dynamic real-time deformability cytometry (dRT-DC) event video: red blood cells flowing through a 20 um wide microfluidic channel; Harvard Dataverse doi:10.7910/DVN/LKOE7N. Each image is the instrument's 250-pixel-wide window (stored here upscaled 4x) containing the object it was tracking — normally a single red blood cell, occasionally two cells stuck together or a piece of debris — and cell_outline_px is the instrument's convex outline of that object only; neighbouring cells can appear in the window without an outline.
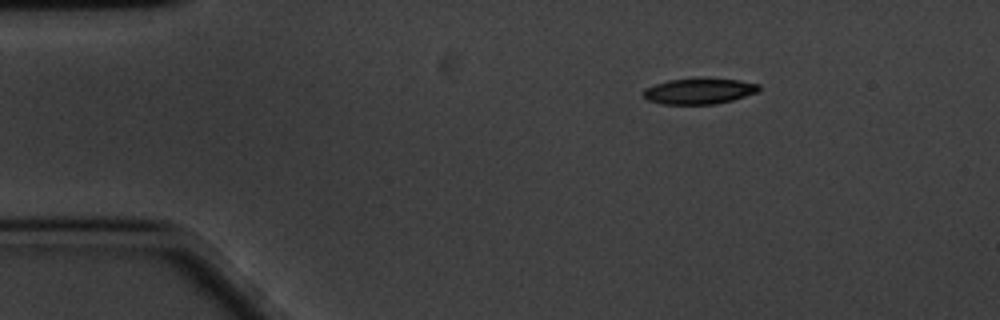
{"species": "common noctule bat (a hibernating species)", "species_latin": "Nyctalus noctula", "temperature_condition": "cold", "stored_images_in_passage": 51, "camera_frame_rate_fps": 3000, "um_per_image_px": 0.085, "animal": {"sex": "male", "body_mass_g": 20.1, "forearm_length_mm": 53.5}, "frame": {"image": 1, "passage_image": 1, "time_ms": 0.0, "image_size_px": [1000, 320], "cell_outline_px": [[760, 88], [756, 92], [732, 100], [716, 104], [660, 104], [648, 100], [644, 96], [644, 88], [668, 80], [700, 76], [740, 80], [760, 84]], "centroid_in_image_um": [59.43, 7.71], "position_along_channel_um": 25.6, "area_um2": 17.8}}
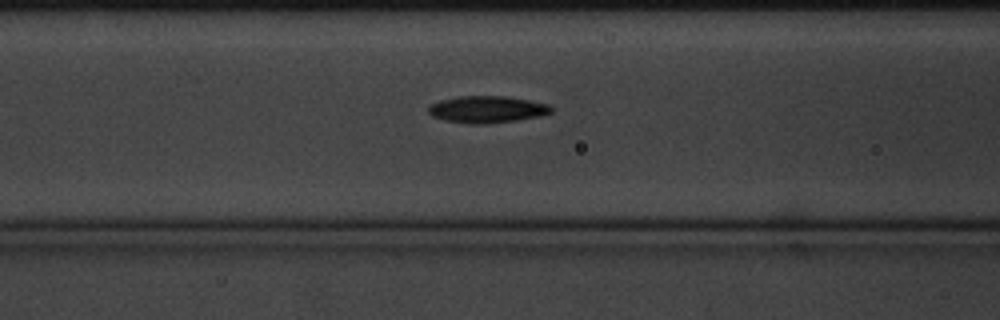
{"frame": {"image": 2, "passage_image": 15, "time_ms": 4.667, "image_size_px": [1000, 320], "cell_outline_px": [[552, 112], [540, 116], [516, 120], [484, 124], [476, 124], [448, 120], [432, 116], [428, 112], [428, 104], [440, 100], [460, 96], [504, 96], [528, 100], [548, 104], [552, 108]], "centroid_in_image_um": [41.38, 9.29], "position_along_channel_um": 125.2, "area_um2": 19.02}}
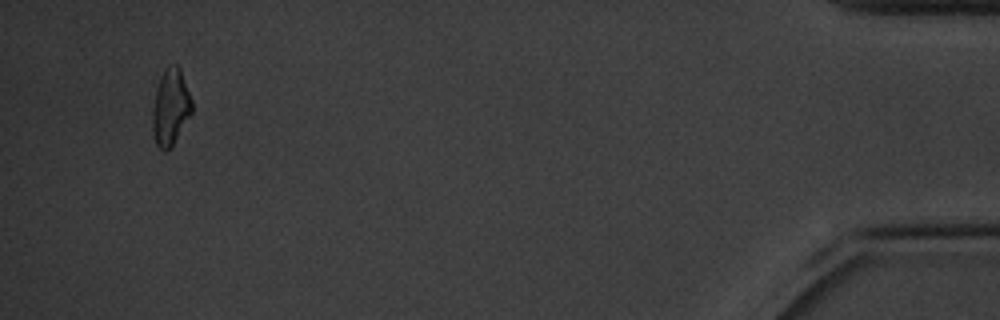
{"frame": {"image": 3, "passage_image": 48, "time_ms": 15.667, "image_size_px": [1000, 320], "cell_outline_px": [[192, 112], [172, 144], [164, 152], [156, 144], [152, 132], [152, 108], [156, 88], [160, 76], [168, 64], [176, 64], [180, 68], [192, 100]], "centroid_in_image_um": [14.47, 9.07], "position_along_channel_um": 420.7, "area_um2": 17.46}, "authors_computed_cell_mechanics": {"area_um2": 18.3226, "velocity_mm_per_s": 3.3943, "shape_relaxation_time_tau1_ms": 2.8445, "shape_relaxation_time_tau2_ms": 9.9513, "deformation_change_tau1": 0.117, "deformation_change_tau2": 0.176}}